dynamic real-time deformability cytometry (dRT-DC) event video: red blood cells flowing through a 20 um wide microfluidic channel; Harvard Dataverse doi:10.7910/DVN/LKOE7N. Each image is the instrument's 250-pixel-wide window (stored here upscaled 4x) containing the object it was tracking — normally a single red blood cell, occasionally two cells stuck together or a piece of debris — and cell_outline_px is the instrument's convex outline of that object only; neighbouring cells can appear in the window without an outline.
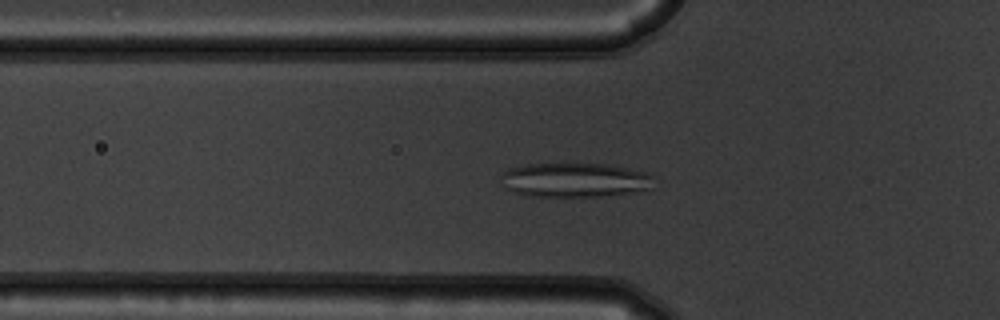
{"species": "common noctule bat (a hibernating species)", "species_latin": "Nyctalus noctula", "temperature_condition": "warm", "stored_images_in_passage": 53, "camera_frame_rate_fps": 3000, "um_per_image_px": 0.085, "animal": {"sex": "male", "body_mass_g": 19.5, "forearm_length_mm": 54.6}, "frame": {"image": 1, "passage_image": 18, "time_ms": 5.667, "image_size_px": [1000, 320], "cell_outline_px": [[652, 188], [632, 192], [604, 196], [528, 196], [512, 192], [504, 188], [500, 176], [508, 168], [524, 164], [608, 164], [648, 172], [652, 176]], "centroid_in_image_um": [48.82, 15.3], "position_along_channel_um": 77.0, "area_um2": 30.75}}
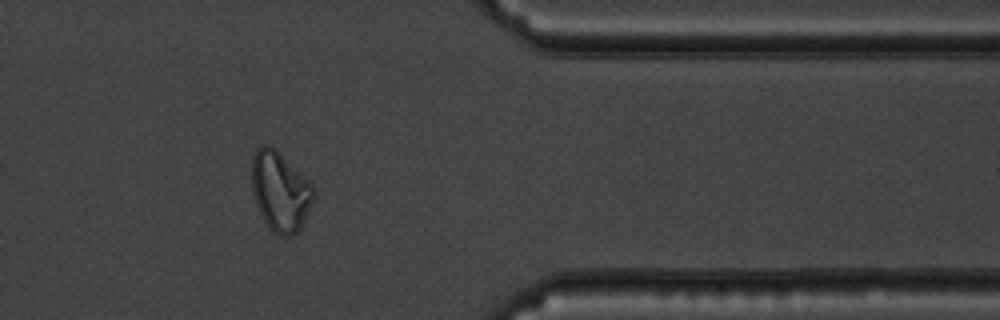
{"frame": {"image": 2, "passage_image": 44, "time_ms": 14.333, "image_size_px": [1000, 320], "cell_outline_px": [[316, 196], [304, 224], [296, 232], [288, 236], [280, 236], [272, 232], [264, 220], [256, 204], [252, 192], [252, 156], [256, 148], [264, 144], [276, 148], [316, 188]], "centroid_in_image_um": [23.84, 16.26], "position_along_channel_um": 387.6, "area_um2": 29.07}}
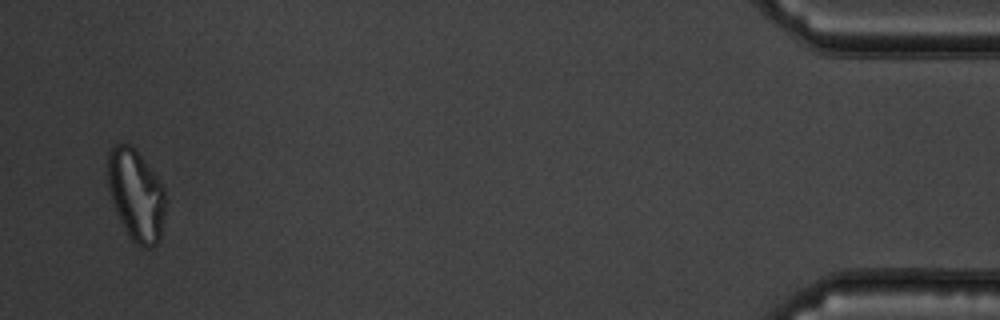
{"frame": {"image": 3, "passage_image": 52, "time_ms": 17.0, "image_size_px": [1000, 320], "cell_outline_px": [[164, 212], [160, 240], [152, 248], [140, 248], [132, 240], [116, 212], [108, 188], [108, 152], [116, 144], [132, 144], [156, 176], [164, 188]], "centroid_in_image_um": [11.56, 16.59], "position_along_channel_um": 423.6, "area_um2": 30.46}, "authors_computed_cell_mechanics": {"area_um2": 29.2468, "velocity_mm_per_s": 3.7456, "shape_relaxation_time_tau1_ms": null, "shape_relaxation_time_tau2_ms": 1.5632, "deformation_change_tau1": null, "deformation_change_tau2": 0.0879}}